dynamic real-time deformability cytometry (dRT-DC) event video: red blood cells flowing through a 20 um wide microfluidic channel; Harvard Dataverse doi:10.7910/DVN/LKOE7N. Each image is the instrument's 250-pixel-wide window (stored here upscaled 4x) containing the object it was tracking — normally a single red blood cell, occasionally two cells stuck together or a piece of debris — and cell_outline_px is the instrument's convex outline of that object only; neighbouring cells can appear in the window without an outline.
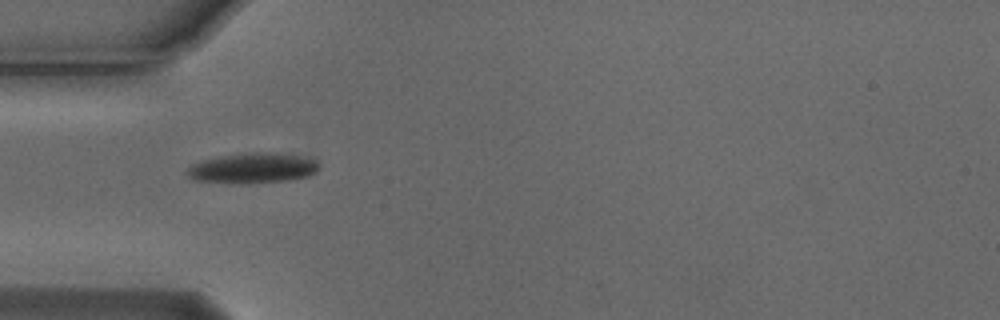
{"species": "Egyptian fruit bat (a non-hibernating species)", "species_latin": "Rousettus aegyptiacus", "temperature_condition": "cold", "stored_images_in_passage": 3, "camera_frame_rate_fps": 3000, "um_per_image_px": 0.085, "animal": {"sex": "male"}, "frame": {"image": 1, "passage_image": 2, "time_ms": 0.333, "image_size_px": [1000, 320], "cell_outline_px": [[316, 172], [308, 176], [288, 180], [248, 184], [240, 184], [192, 180], [184, 172], [192, 164], [204, 160], [220, 156], [252, 152], [260, 152], [300, 156], [316, 160]], "centroid_in_image_um": [21.41, 14.31], "position_along_channel_um": 63.6, "area_um2": 23.12}}
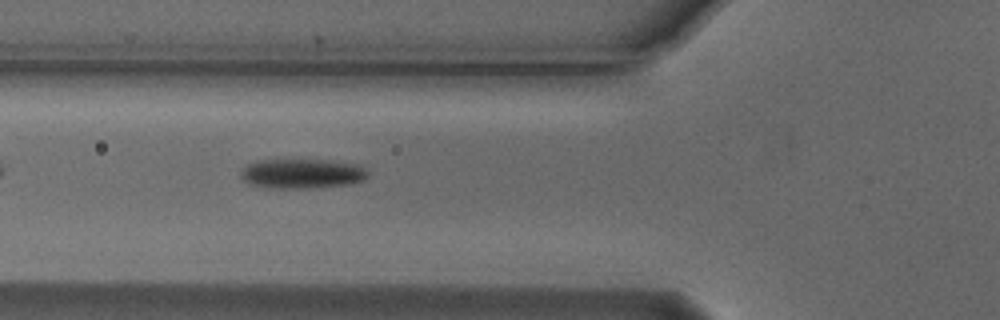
{"frame": {"image": 2, "passage_image": 3, "time_ms": 0.667, "image_size_px": [1000, 320], "cell_outline_px": [[368, 176], [364, 180], [348, 184], [312, 188], [268, 188], [248, 184], [240, 176], [240, 172], [248, 164], [256, 160], [332, 160], [364, 164], [368, 168]], "centroid_in_image_um": [25.73, 14.75], "position_along_channel_um": 100.1, "area_um2": 22.43}}